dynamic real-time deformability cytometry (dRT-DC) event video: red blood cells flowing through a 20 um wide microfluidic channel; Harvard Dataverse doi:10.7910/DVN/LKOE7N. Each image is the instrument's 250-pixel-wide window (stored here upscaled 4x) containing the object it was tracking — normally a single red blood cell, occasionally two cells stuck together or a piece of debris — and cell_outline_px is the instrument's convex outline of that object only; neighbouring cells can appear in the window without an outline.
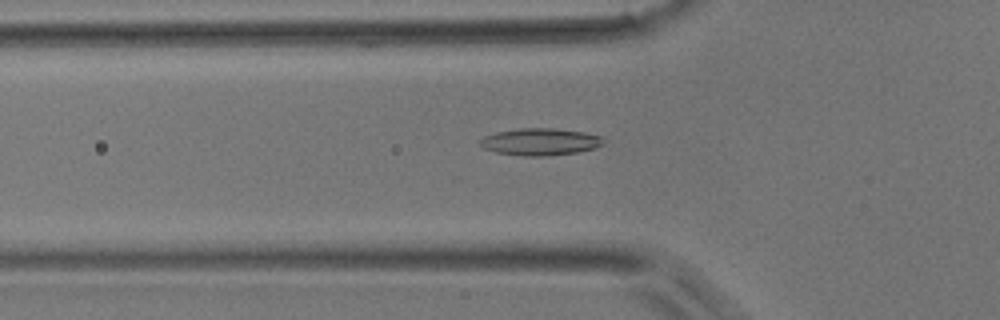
{"species": "common noctule bat (a hibernating species)", "species_latin": "Nyctalus noctula", "temperature_condition": "room temperature", "stored_images_in_passage": 40, "camera_frame_rate_fps": 3000, "um_per_image_px": 0.085, "animal": {"sex": "male", "body_mass_g": 17.9}, "frame": {"image": 1, "passage_image": 8, "time_ms": 2.333, "image_size_px": [1000, 320], "cell_outline_px": [[604, 144], [596, 148], [576, 152], [548, 156], [524, 156], [496, 152], [484, 148], [480, 144], [480, 140], [484, 136], [496, 132], [520, 128], [552, 128], [584, 132], [600, 136], [604, 140]], "centroid_in_image_um": [45.93, 12.05], "position_along_channel_um": 79.9, "area_um2": 19.42}}
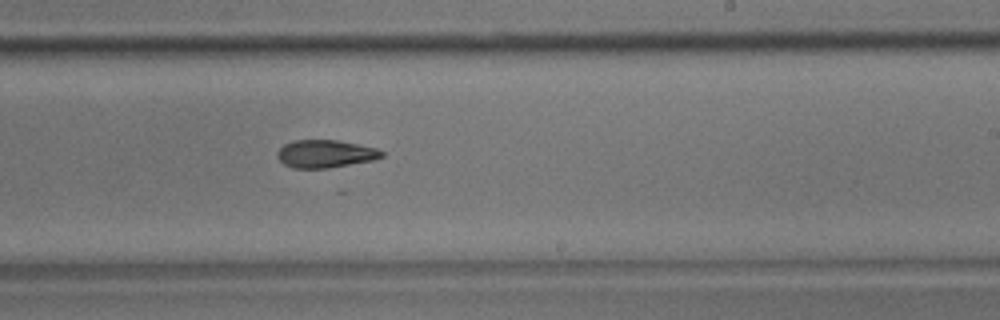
{"frame": {"image": 2, "passage_image": 21, "time_ms": 6.667, "image_size_px": [1000, 320], "cell_outline_px": [[384, 156], [376, 160], [328, 168], [292, 168], [284, 164], [276, 156], [276, 152], [284, 144], [292, 140], [336, 140], [376, 148], [384, 152]], "centroid_in_image_um": [27.65, 13.08], "position_along_channel_um": 261.4, "area_um2": 16.99}}
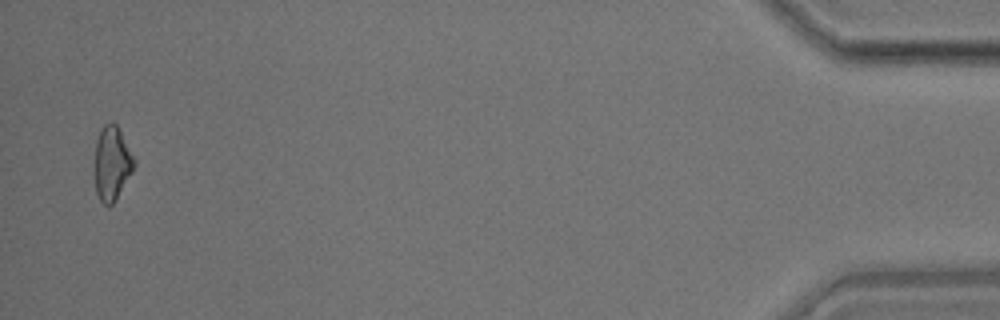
{"frame": {"image": 3, "passage_image": 39, "time_ms": 12.667, "image_size_px": [1000, 320], "cell_outline_px": [[136, 164], [132, 172], [112, 204], [108, 208], [100, 200], [96, 192], [92, 172], [92, 164], [96, 140], [104, 124], [112, 120], [116, 124], [136, 160]], "centroid_in_image_um": [9.46, 13.88], "position_along_channel_um": 425.7, "area_um2": 17.57}}